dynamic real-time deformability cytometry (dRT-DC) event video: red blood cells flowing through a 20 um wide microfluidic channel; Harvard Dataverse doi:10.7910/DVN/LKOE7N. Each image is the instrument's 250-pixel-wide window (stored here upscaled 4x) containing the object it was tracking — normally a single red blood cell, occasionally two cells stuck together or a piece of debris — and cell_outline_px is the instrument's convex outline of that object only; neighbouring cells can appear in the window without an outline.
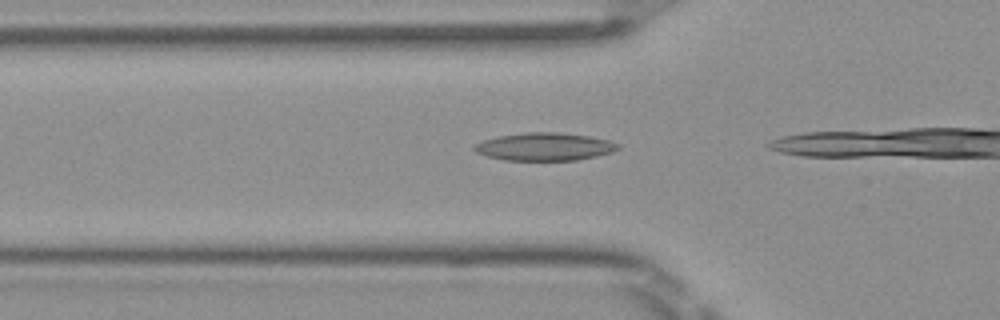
{"species": "Egyptian fruit bat (a non-hibernating species)", "species_latin": "Rousettus aegyptiacus", "temperature_condition": "room temperature", "stored_images_in_passage": 7, "camera_frame_rate_fps": 3000, "um_per_image_px": 0.085, "frame": {"image": 1, "passage_image": 3, "time_ms": 0.667, "image_size_px": [1000, 320], "cell_outline_px": [[620, 148], [612, 152], [596, 156], [576, 160], [504, 160], [488, 156], [476, 152], [472, 148], [476, 144], [484, 140], [500, 136], [524, 132], [556, 132], [588, 136], [608, 140], [620, 144]], "centroid_in_image_um": [46.31, 12.47], "position_along_channel_um": 79.5, "area_um2": 23.12}}
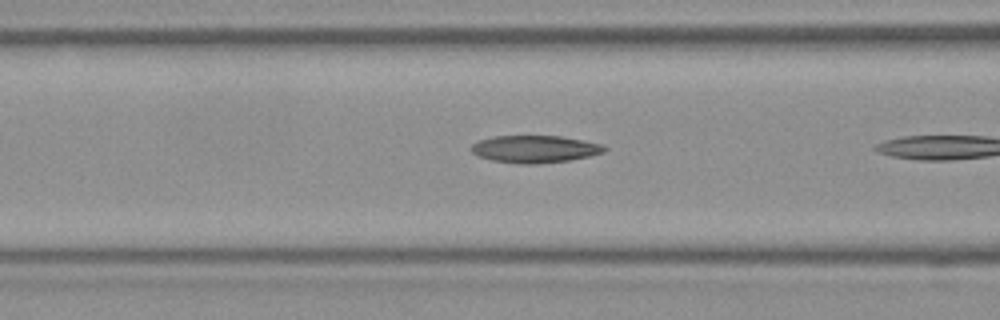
{"frame": {"image": 2, "passage_image": 6, "time_ms": 1.667, "image_size_px": [1000, 320], "cell_outline_px": [[608, 148], [604, 152], [588, 156], [568, 160], [536, 164], [520, 164], [492, 160], [476, 156], [468, 148], [476, 140], [496, 136], [560, 136], [584, 140], [604, 144]], "centroid_in_image_um": [45.43, 12.66], "position_along_channel_um": 121.2, "area_um2": 21.39}}